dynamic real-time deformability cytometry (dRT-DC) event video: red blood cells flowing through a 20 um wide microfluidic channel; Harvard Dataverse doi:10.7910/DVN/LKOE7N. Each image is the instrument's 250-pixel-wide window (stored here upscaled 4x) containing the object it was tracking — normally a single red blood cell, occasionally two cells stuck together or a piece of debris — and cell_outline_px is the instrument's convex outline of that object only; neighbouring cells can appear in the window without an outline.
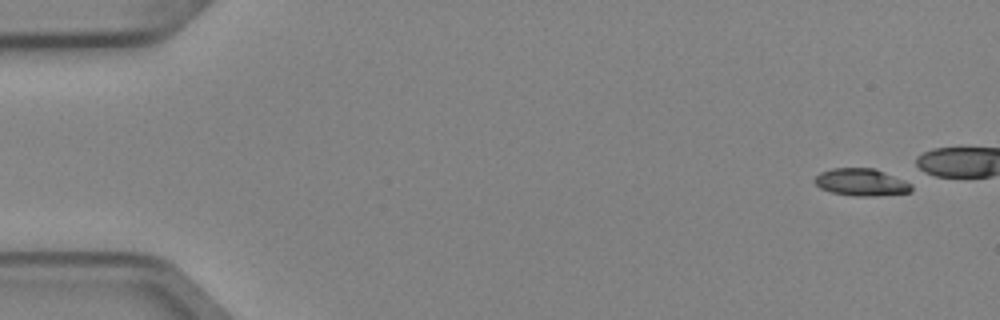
{"species": "Egyptian fruit bat (a non-hibernating species)", "species_latin": "Rousettus aegyptiacus", "temperature_condition": "cold", "stored_images_in_passage": 4, "camera_frame_rate_fps": 3000, "um_per_image_px": 0.085, "animal": {"sex": "female"}, "frame": {"image": 1, "passage_image": 1, "time_ms": 0.0, "image_size_px": [1000, 320], "cell_outline_px": [[912, 192], [880, 196], [856, 196], [832, 192], [820, 188], [812, 180], [820, 172], [832, 168], [876, 168], [912, 180]], "centroid_in_image_um": [73.32, 15.48], "position_along_channel_um": 11.7, "area_um2": 16.01}}